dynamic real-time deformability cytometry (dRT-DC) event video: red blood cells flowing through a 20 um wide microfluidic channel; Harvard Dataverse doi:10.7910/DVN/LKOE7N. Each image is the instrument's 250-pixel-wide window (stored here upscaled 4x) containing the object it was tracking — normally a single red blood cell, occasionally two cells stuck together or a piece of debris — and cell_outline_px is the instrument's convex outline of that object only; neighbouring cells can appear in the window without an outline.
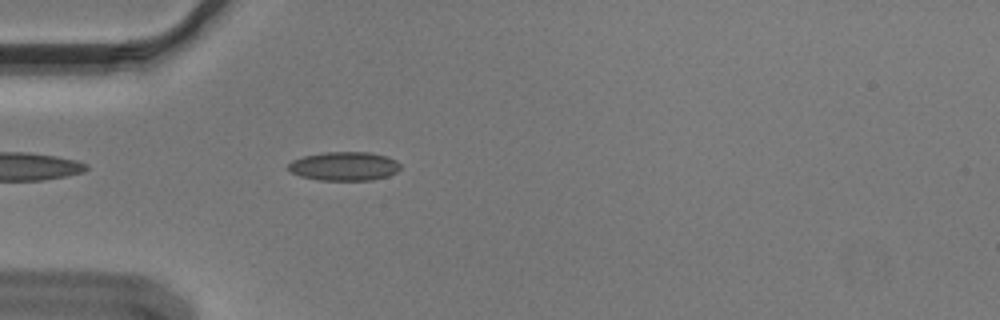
{"species": "Egyptian fruit bat (a non-hibernating species)", "species_latin": "Rousettus aegyptiacus", "temperature_condition": "cold", "stored_images_in_passage": 42, "camera_frame_rate_fps": 3000, "um_per_image_px": 0.085, "animal": {"sex": "male"}, "frame": {"image": 1, "passage_image": 3, "time_ms": 0.667, "image_size_px": [1000, 320], "cell_outline_px": [[400, 168], [396, 172], [388, 176], [372, 180], [316, 180], [300, 176], [292, 172], [288, 168], [288, 164], [292, 160], [304, 156], [324, 152], [372, 152], [388, 156], [396, 160], [400, 164]], "centroid_in_image_um": [29.28, 14.12], "position_along_channel_um": 55.7, "area_um2": 18.96}}
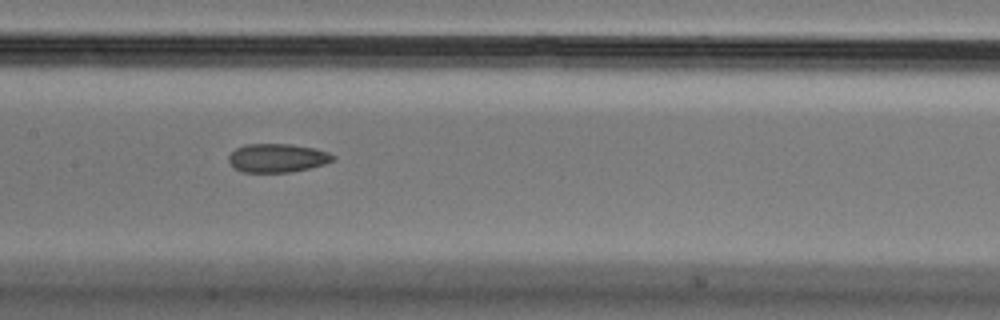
{"frame": {"image": 2, "passage_image": 14, "time_ms": 4.333, "image_size_px": [1000, 320], "cell_outline_px": [[336, 160], [324, 164], [308, 168], [288, 172], [244, 172], [236, 168], [228, 160], [228, 156], [236, 148], [244, 144], [292, 144], [316, 148], [328, 152], [336, 156]], "centroid_in_image_um": [23.61, 13.41], "position_along_channel_um": 183.8, "area_um2": 17.4}}
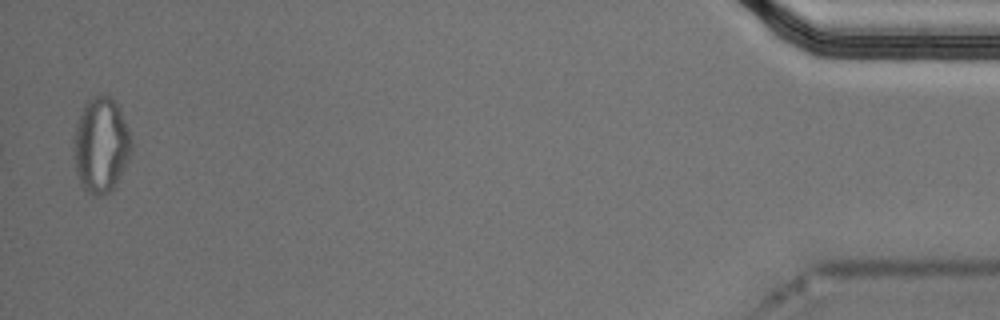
{"frame": {"image": 3, "passage_image": 41, "time_ms": 13.333, "image_size_px": [1000, 320], "cell_outline_px": [[132, 152], [116, 184], [108, 192], [96, 196], [92, 196], [80, 184], [76, 172], [72, 156], [76, 124], [84, 104], [92, 96], [108, 96], [116, 104], [128, 128], [132, 144]], "centroid_in_image_um": [8.56, 12.36], "position_along_channel_um": 426.6, "area_um2": 31.85}, "authors_computed_cell_mechanics": {"area_um2": 18.785, "velocity_mm_per_s": 3.6367, "shape_relaxation_time_tau1_ms": null, "shape_relaxation_time_tau2_ms": 4.0842, "deformation_change_tau1": null, "deformation_change_tau2": 0.1052}}